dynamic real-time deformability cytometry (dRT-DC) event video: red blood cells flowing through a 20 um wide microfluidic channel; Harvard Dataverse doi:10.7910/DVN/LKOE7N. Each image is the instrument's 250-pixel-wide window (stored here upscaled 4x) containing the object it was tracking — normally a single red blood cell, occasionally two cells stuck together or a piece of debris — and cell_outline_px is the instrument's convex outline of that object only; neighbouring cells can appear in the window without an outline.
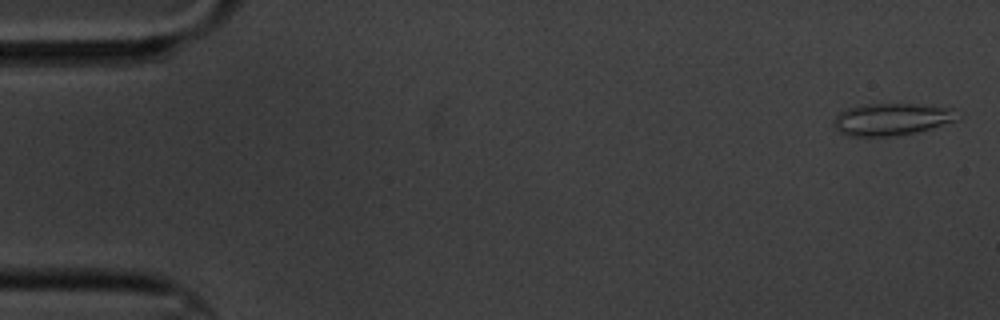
{"species": "common noctule bat (a hibernating species)", "species_latin": "Nyctalus noctula", "temperature_condition": "cold", "stored_images_in_passage": 11, "camera_frame_rate_fps": 3000, "um_per_image_px": 0.085, "animal": {"sex": "male", "body_mass_g": 20.1, "forearm_length_mm": 53.5}, "frame": {"image": 1, "passage_image": 1, "time_ms": 0.0, "image_size_px": [1000, 320], "cell_outline_px": [[956, 120], [932, 128], [916, 132], [892, 136], [848, 136], [840, 132], [832, 124], [836, 116], [840, 112], [848, 108], [860, 104], [916, 104], [952, 108]], "centroid_in_image_um": [75.72, 10.14], "position_along_channel_um": 9.3, "area_um2": 22.89}}
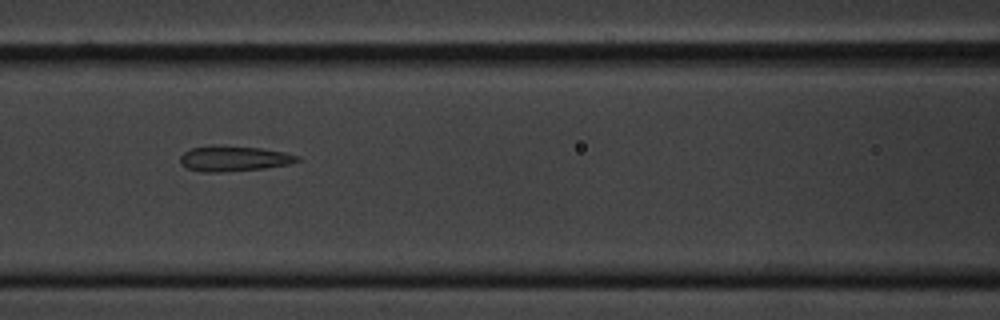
{"frame": {"image": 2, "passage_image": 7, "time_ms": 7.667, "image_size_px": [1000, 320], "cell_outline_px": [[300, 160], [288, 164], [264, 168], [220, 172], [200, 172], [188, 168], [180, 164], [180, 156], [184, 152], [192, 148], [212, 144], [220, 144], [260, 148], [284, 152], [300, 156]], "centroid_in_image_um": [19.84, 13.46], "position_along_channel_um": 146.8, "area_um2": 17.51}}
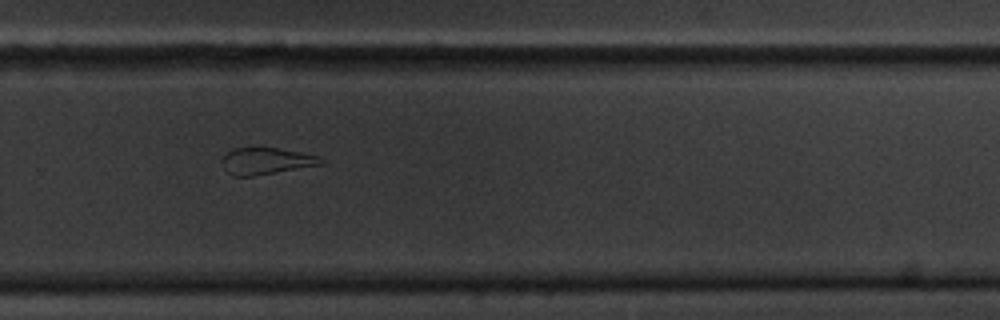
{"frame": {"image": 3, "passage_image": 11, "time_ms": 12.333, "image_size_px": [1000, 320], "cell_outline_px": [[324, 164], [256, 176], [232, 176], [224, 168], [220, 160], [232, 148], [276, 148], [300, 152], [320, 156], [324, 160]], "centroid_in_image_um": [22.63, 13.7], "position_along_channel_um": 307.2, "area_um2": 15.49}}